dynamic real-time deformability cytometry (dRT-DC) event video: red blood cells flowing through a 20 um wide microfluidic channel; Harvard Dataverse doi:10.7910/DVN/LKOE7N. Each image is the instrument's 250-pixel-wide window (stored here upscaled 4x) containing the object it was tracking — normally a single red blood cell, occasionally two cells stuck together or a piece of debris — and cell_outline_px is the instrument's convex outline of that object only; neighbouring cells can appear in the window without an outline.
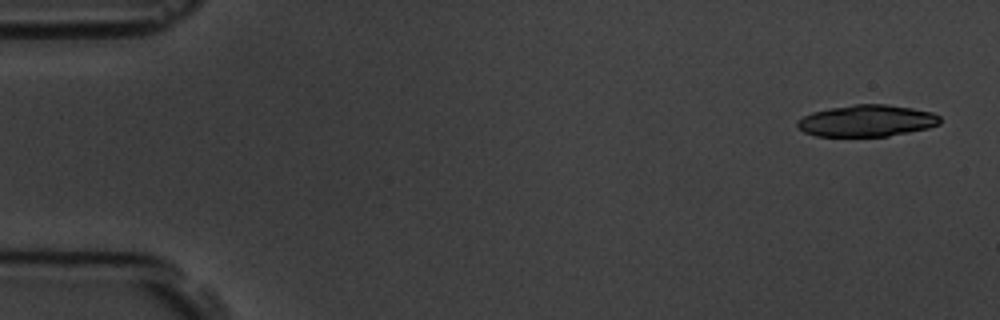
{"species": "common noctule bat (a hibernating species)", "species_latin": "Nyctalus noctula", "temperature_condition": "room temperature", "stored_images_in_passage": 5, "camera_frame_rate_fps": 3000, "um_per_image_px": 0.085, "animal": {"sex": "male", "body_mass_g": 19.5, "forearm_length_mm": 54.6}, "frame": {"image": 1, "passage_image": 1, "time_ms": 0.0, "image_size_px": [1000, 320], "cell_outline_px": [[940, 124], [928, 128], [888, 136], [816, 136], [804, 132], [796, 128], [796, 120], [812, 112], [852, 104], [888, 104], [912, 108], [932, 112], [940, 116]], "centroid_in_image_um": [73.66, 10.26], "position_along_channel_um": 11.3, "area_um2": 26.41}}
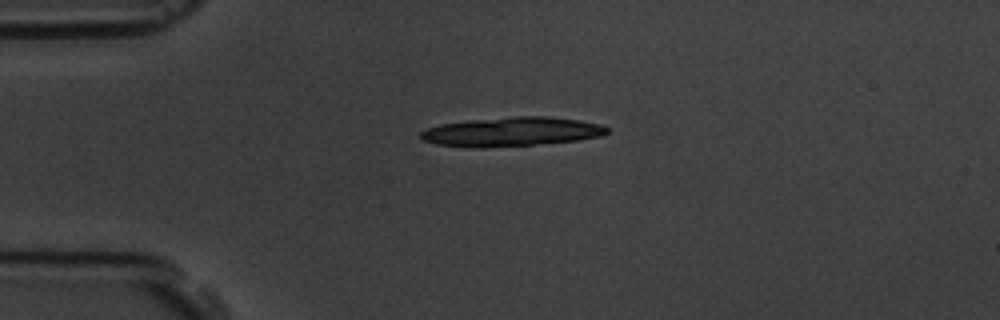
{"frame": {"image": 2, "passage_image": 4, "time_ms": 3.667, "image_size_px": [1000, 320], "cell_outline_px": [[608, 132], [604, 136], [580, 140], [484, 148], [480, 148], [436, 144], [424, 140], [420, 136], [420, 132], [428, 128], [440, 124], [472, 120], [516, 116], [548, 116], [580, 120], [600, 124], [608, 128]], "centroid_in_image_um": [43.53, 11.19], "position_along_channel_um": 41.5, "area_um2": 31.5}}